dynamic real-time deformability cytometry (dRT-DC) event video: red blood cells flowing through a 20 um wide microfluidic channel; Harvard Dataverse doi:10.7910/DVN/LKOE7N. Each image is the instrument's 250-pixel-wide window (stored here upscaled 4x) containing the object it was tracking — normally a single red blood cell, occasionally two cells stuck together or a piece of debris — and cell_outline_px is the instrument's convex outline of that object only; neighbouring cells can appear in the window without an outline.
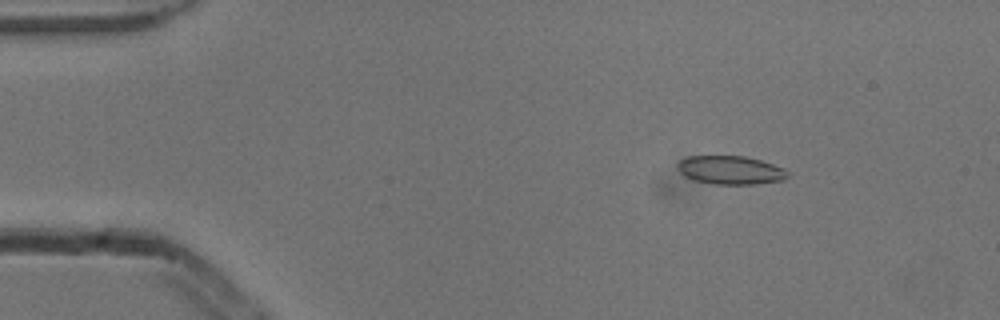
{"species": "common noctule bat (a hibernating species)", "species_latin": "Nyctalus noctula", "temperature_condition": "cold", "stored_images_in_passage": 48, "camera_frame_rate_fps": 3000, "um_per_image_px": 0.085, "animal": {"sex": "male", "body_mass_g": 13.3}, "frame": {"image": 1, "passage_image": 5, "time_ms": 1.333, "image_size_px": [1000, 320], "cell_outline_px": [[788, 176], [784, 180], [756, 184], [712, 184], [696, 180], [684, 176], [676, 168], [676, 164], [680, 160], [688, 156], [744, 156], [760, 160], [784, 168], [788, 172]], "centroid_in_image_um": [62.07, 14.46], "position_along_channel_um": 22.9, "area_um2": 18.32}}
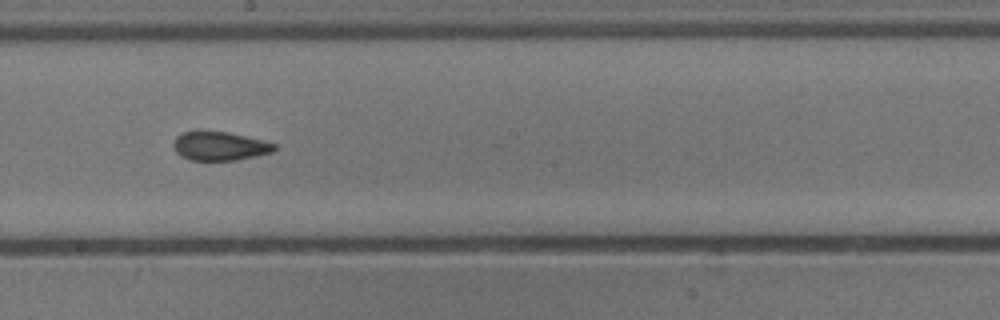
{"frame": {"image": 2, "passage_image": 27, "time_ms": 8.667, "image_size_px": [1000, 320], "cell_outline_px": [[276, 148], [272, 152], [256, 156], [236, 160], [188, 160], [180, 156], [176, 152], [172, 144], [176, 136], [184, 132], [200, 128], [228, 132], [276, 144]], "centroid_in_image_um": [18.6, 12.39], "position_along_channel_um": 229.6, "area_um2": 17.34}}
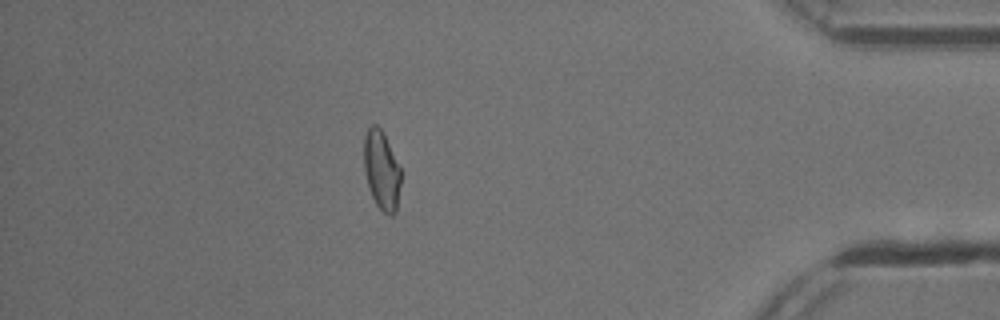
{"frame": {"image": 3, "passage_image": 44, "time_ms": 14.333, "image_size_px": [1000, 320], "cell_outline_px": [[400, 184], [396, 212], [392, 216], [388, 216], [376, 204], [368, 188], [364, 168], [364, 136], [368, 128], [372, 124], [376, 124], [384, 132], [400, 168]], "centroid_in_image_um": [32.42, 14.46], "position_along_channel_um": 402.8, "area_um2": 17.05}, "authors_computed_cell_mechanics": {"area_um2": 17.8891, "velocity_mm_per_s": 3.8624, "shape_relaxation_time_tau1_ms": null, "shape_relaxation_time_tau2_ms": 1.3223, "deformation_change_tau1": null, "deformation_change_tau2": 0.084}}